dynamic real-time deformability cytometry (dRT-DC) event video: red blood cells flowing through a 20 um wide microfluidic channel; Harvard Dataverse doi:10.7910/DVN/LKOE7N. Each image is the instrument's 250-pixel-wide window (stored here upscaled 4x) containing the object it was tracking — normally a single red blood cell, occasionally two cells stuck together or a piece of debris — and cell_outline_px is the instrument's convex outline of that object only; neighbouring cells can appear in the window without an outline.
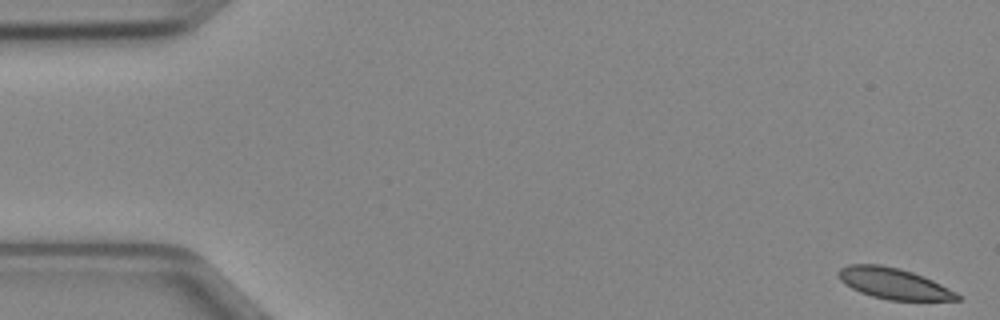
{"species": "Egyptian fruit bat (a non-hibernating species)", "species_latin": "Rousettus aegyptiacus", "temperature_condition": "cold", "stored_images_in_passage": 51, "camera_frame_rate_fps": 3000, "um_per_image_px": 0.085, "animal": {"sex": "female"}, "frame": {"image": 1, "passage_image": 1, "time_ms": 0.0, "image_size_px": [1000, 320], "cell_outline_px": [[960, 300], [888, 300], [872, 296], [860, 292], [852, 288], [840, 280], [836, 272], [840, 268], [848, 264], [880, 264], [900, 268], [924, 276], [956, 292], [960, 296]], "centroid_in_image_um": [75.93, 24.08], "position_along_channel_um": 9.1, "area_um2": 21.39}}
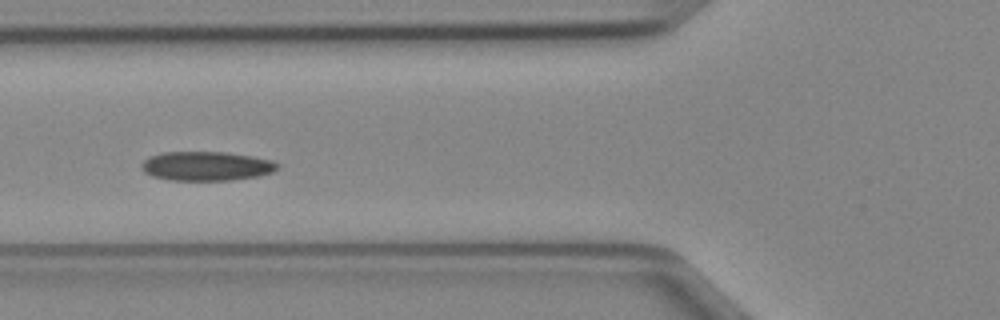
{"frame": {"image": 2, "passage_image": 19, "time_ms": 6.0, "image_size_px": [1000, 320], "cell_outline_px": [[280, 164], [272, 172], [260, 176], [232, 180], [172, 180], [152, 176], [144, 172], [140, 168], [140, 164], [148, 156], [164, 152], [224, 152], [252, 156], [272, 160]], "centroid_in_image_um": [17.52, 14.11], "position_along_channel_um": 108.3, "area_um2": 23.24}}
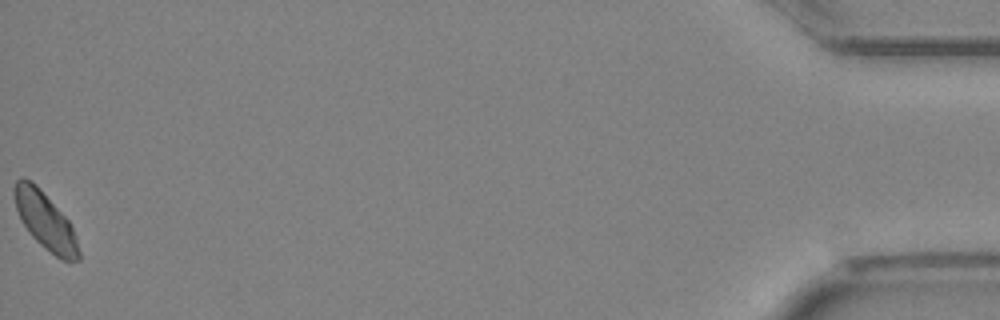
{"frame": {"image": 3, "passage_image": 51, "time_ms": 16.667, "image_size_px": [1000, 320], "cell_outline_px": [[80, 260], [60, 260], [40, 244], [28, 232], [20, 220], [16, 208], [12, 192], [16, 180], [20, 176], [24, 176], [32, 180], [36, 184], [68, 220], [76, 236], [80, 252]], "centroid_in_image_um": [3.81, 18.74], "position_along_channel_um": 431.4, "area_um2": 21.56}, "authors_computed_cell_mechanics": {"area_um2": 22.4264, "velocity_mm_per_s": 3.9706, "shape_relaxation_time_tau1_ms": 6.145, "shape_relaxation_time_tau2_ms": 4.6716, "deformation_change_tau1": 0.0987, "deformation_change_tau2": 0.0772}}